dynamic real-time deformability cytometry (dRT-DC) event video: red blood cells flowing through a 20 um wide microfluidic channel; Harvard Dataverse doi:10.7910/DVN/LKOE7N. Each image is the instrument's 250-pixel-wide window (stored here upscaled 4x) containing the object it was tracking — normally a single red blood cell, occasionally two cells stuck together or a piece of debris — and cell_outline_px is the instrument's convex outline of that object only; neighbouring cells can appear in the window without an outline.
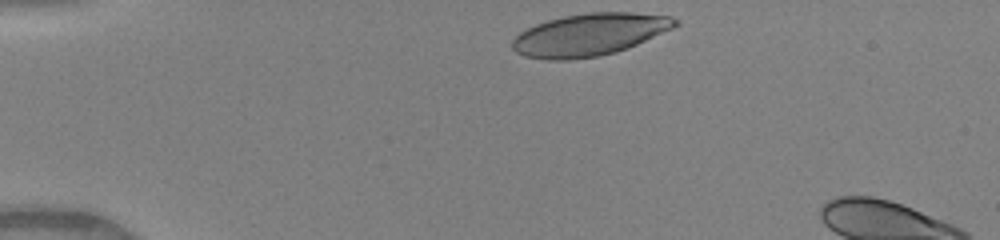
{"species": "human", "species_latin": "Homo sapiens", "temperature_condition": "warm", "stored_images_in_passage": 6, "camera_frame_rate_fps": 3000, "um_per_image_px": 0.085, "donor": {"sex": "female"}, "frame": {"image": 1, "passage_image": 1, "time_ms": 0.0, "image_size_px": [1000, 240], "cell_outline_px": [[680, 24], [672, 28], [628, 48], [616, 52], [596, 56], [568, 60], [548, 60], [524, 56], [516, 52], [512, 48], [512, 40], [520, 32], [536, 24], [548, 20], [564, 16], [588, 12], [632, 12], [672, 16], [680, 20]], "centroid_in_image_um": [50.12, 2.94], "position_along_channel_um": 34.9, "area_um2": 40.11}}